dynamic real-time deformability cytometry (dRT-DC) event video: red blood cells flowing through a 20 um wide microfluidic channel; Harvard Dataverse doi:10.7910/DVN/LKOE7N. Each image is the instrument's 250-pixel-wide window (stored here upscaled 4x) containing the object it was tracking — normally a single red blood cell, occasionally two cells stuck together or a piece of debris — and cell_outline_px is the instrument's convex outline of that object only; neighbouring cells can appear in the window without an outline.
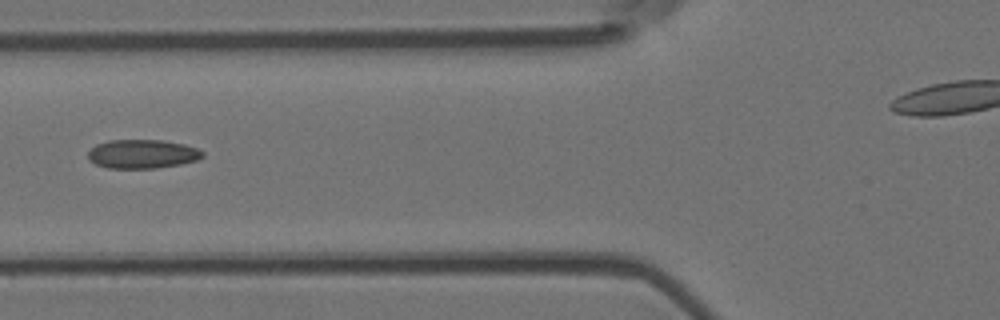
{"species": "Egyptian fruit bat (a non-hibernating species)", "species_latin": "Rousettus aegyptiacus", "temperature_condition": "room temperature", "stored_images_in_passage": 3, "camera_frame_rate_fps": 3000, "um_per_image_px": 0.085, "animal": {"sex": "female"}, "frame": {"image": 1, "passage_image": 3, "time_ms": 0.667, "image_size_px": [1000, 320], "cell_outline_px": [[204, 156], [196, 160], [180, 164], [156, 168], [108, 168], [96, 164], [88, 160], [88, 152], [96, 144], [108, 140], [160, 140], [184, 144], [196, 148], [204, 152]], "centroid_in_image_um": [12.08, 13.08], "position_along_channel_um": 113.7, "area_um2": 19.25}}